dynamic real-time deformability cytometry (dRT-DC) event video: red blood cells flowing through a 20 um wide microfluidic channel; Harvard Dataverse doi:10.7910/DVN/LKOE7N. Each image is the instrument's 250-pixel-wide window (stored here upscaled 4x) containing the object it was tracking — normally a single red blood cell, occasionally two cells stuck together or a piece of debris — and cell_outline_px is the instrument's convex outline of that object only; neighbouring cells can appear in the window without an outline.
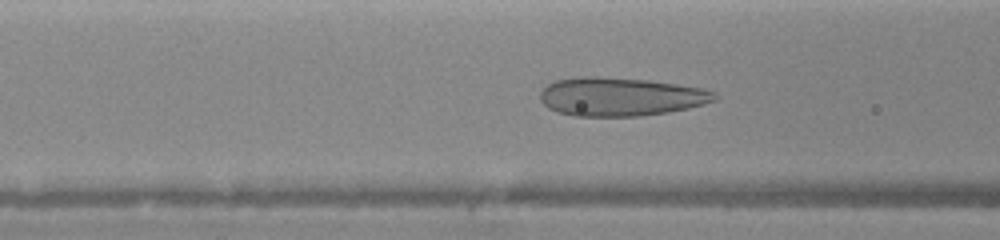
{"species": "human", "species_latin": "Homo sapiens", "temperature_condition": "warm", "stored_images_in_passage": 40, "camera_frame_rate_fps": 3000, "um_per_image_px": 0.085, "donor": {"sex": "female"}, "frame": {"image": 1, "passage_image": 12, "time_ms": 4.0, "image_size_px": [1000, 240], "cell_outline_px": [[720, 96], [716, 100], [704, 104], [688, 108], [668, 112], [640, 116], [576, 116], [556, 112], [548, 108], [540, 100], [540, 92], [548, 84], [556, 80], [584, 76], [596, 76], [648, 80], [704, 88], [716, 92]], "centroid_in_image_um": [52.77, 8.22], "position_along_channel_um": 113.8, "area_um2": 39.36}}
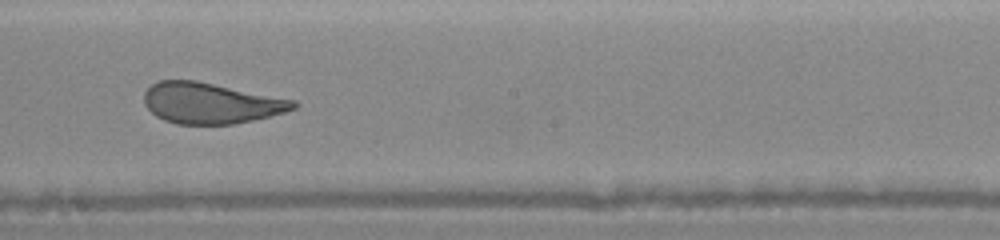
{"frame": {"image": 2, "passage_image": 20, "time_ms": 6.667, "image_size_px": [1000, 240], "cell_outline_px": [[300, 104], [296, 108], [284, 112], [252, 120], [232, 124], [176, 124], [164, 120], [156, 116], [144, 104], [144, 92], [152, 84], [160, 80], [196, 80], [296, 100]], "centroid_in_image_um": [17.91, 8.76], "position_along_channel_um": 230.3, "area_um2": 35.55}}
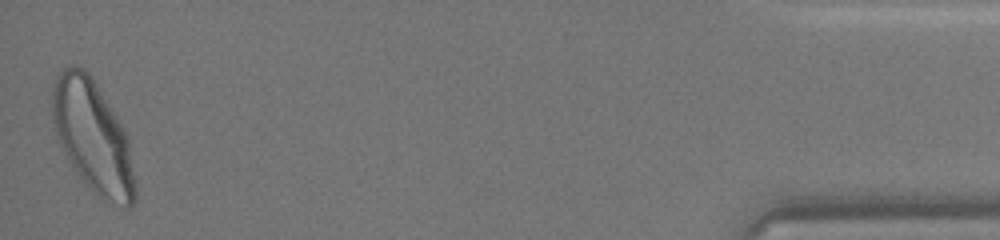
{"frame": {"image": 3, "passage_image": 40, "time_ms": 13.0, "image_size_px": [1000, 240], "cell_outline_px": [[136, 200], [128, 208], [124, 208], [104, 200], [80, 176], [72, 164], [60, 144], [56, 132], [52, 112], [52, 88], [56, 76], [64, 68], [72, 64], [76, 64], [88, 72], [96, 84], [120, 124], [128, 140], [136, 188]], "centroid_in_image_um": [7.89, 11.61], "position_along_channel_um": 427.3, "area_um2": 52.83}}